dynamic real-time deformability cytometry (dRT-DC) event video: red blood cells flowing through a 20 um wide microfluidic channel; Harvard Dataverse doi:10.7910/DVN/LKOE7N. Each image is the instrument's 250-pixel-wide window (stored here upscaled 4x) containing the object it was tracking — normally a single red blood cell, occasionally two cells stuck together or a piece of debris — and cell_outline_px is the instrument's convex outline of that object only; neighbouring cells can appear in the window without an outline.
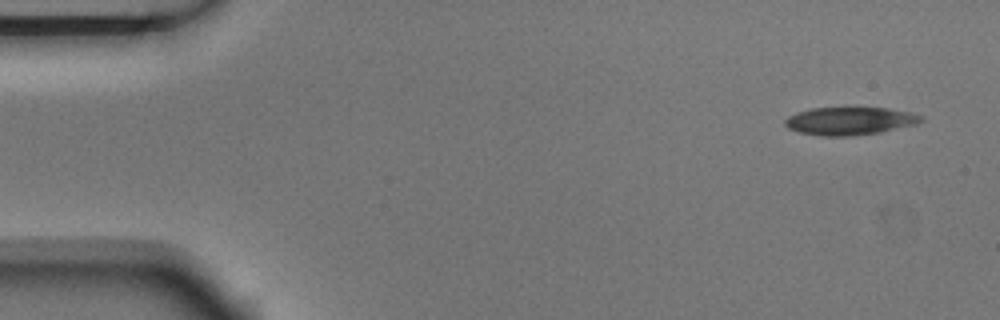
{"species": "Egyptian fruit bat (a non-hibernating species)", "species_latin": "Rousettus aegyptiacus", "temperature_condition": "room temperature", "stored_images_in_passage": 8, "camera_frame_rate_fps": 3000, "um_per_image_px": 0.085, "animal": {"sex": "male"}, "frame": {"image": 1, "passage_image": 1, "time_ms": 0.0, "image_size_px": [1000, 320], "cell_outline_px": [[924, 120], [916, 124], [880, 132], [848, 136], [820, 136], [800, 132], [788, 128], [784, 124], [784, 120], [788, 116], [796, 112], [812, 108], [844, 104], [856, 104], [888, 108], [912, 112], [924, 116]], "centroid_in_image_um": [72.24, 10.21], "position_along_channel_um": 12.8, "area_um2": 23.41}}
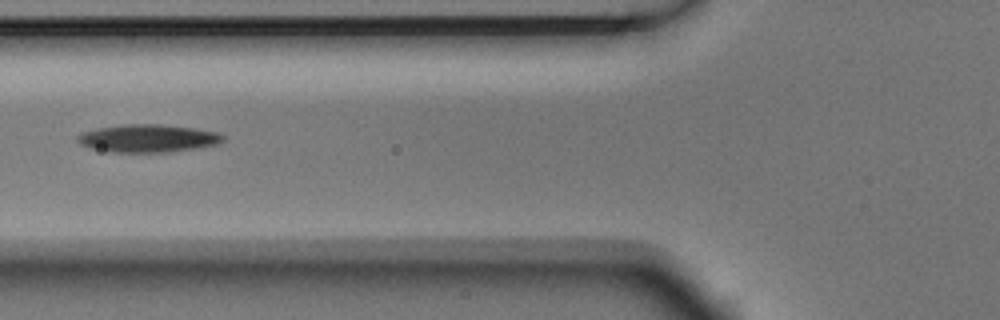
{"frame": {"image": 2, "passage_image": 5, "time_ms": 1.333, "image_size_px": [1000, 320], "cell_outline_px": [[224, 140], [216, 144], [192, 148], [164, 152], [112, 152], [92, 148], [80, 144], [76, 140], [76, 136], [84, 132], [96, 128], [124, 124], [160, 124], [196, 128], [216, 132], [224, 136]], "centroid_in_image_um": [12.53, 11.74], "position_along_channel_um": 113.3, "area_um2": 23.35}}
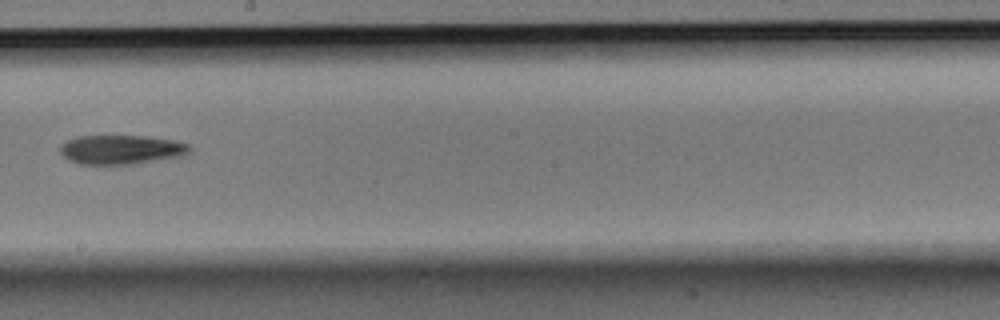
{"frame": {"image": 3, "passage_image": 8, "time_ms": 2.333, "image_size_px": [1000, 320], "cell_outline_px": [[192, 148], [184, 156], [132, 164], [80, 164], [68, 160], [60, 152], [60, 144], [68, 140], [80, 136], [148, 136], [172, 140], [188, 144]], "centroid_in_image_um": [10.31, 12.72], "position_along_channel_um": 237.9, "area_um2": 22.02}}